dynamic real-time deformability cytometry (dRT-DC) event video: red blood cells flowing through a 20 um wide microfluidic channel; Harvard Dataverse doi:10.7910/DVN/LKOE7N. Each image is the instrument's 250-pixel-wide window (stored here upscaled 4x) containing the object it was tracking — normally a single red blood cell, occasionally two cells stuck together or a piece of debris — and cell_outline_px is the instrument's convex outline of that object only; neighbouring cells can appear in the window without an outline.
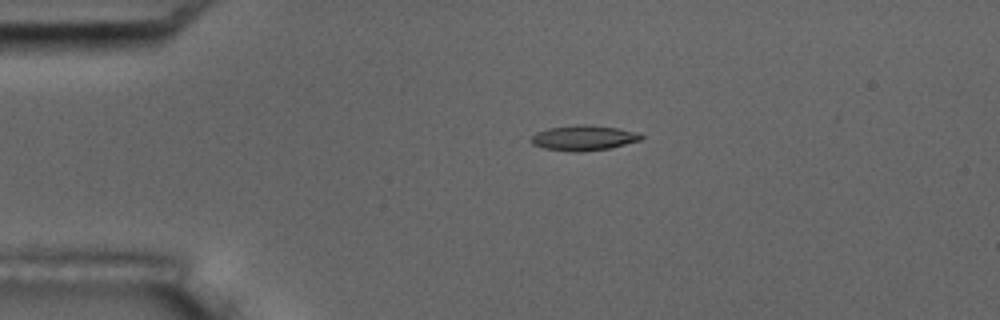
{"species": "common noctule bat (a hibernating species)", "species_latin": "Nyctalus noctula", "temperature_condition": "room temperature", "stored_images_in_passage": 4, "camera_frame_rate_fps": 3000, "um_per_image_px": 0.085, "animal": {"sex": "male", "body_mass_g": 17.5, "forearm_length_mm": 52.3}, "frame": {"image": 1, "passage_image": 3, "time_ms": 2.333, "image_size_px": [1000, 320], "cell_outline_px": [[644, 136], [640, 140], [608, 148], [584, 152], [576, 152], [544, 148], [532, 144], [532, 136], [536, 132], [548, 128], [576, 124], [592, 124], [620, 128], [640, 132]], "centroid_in_image_um": [49.64, 11.7], "position_along_channel_um": 35.4, "area_um2": 16.3}}